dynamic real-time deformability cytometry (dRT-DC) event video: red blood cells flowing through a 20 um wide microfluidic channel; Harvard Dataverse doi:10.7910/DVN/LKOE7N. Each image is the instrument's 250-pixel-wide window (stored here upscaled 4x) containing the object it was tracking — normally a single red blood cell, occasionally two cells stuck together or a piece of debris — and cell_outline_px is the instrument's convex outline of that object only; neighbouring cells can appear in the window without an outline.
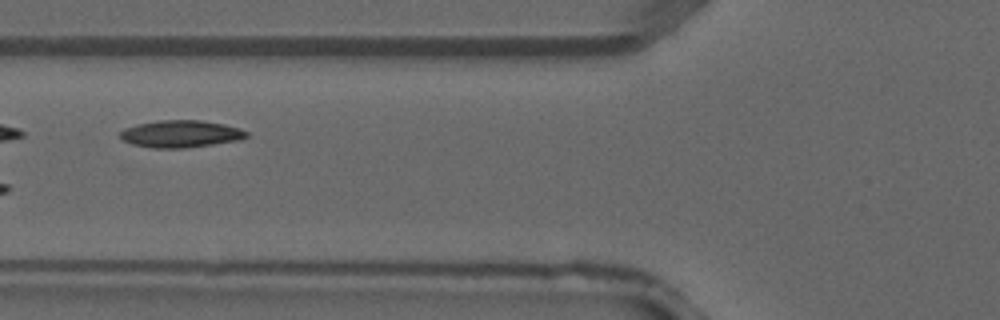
{"species": "common noctule bat (a hibernating species)", "species_latin": "Nyctalus noctula", "temperature_condition": "warm", "stored_images_in_passage": 2, "camera_frame_rate_fps": 3000, "um_per_image_px": 0.085, "animal": {"sex": "male", "forearm_length_mm": 52.5}, "frame": {"image": 1, "passage_image": 2, "time_ms": 0.333, "image_size_px": [1000, 320], "cell_outline_px": [[248, 136], [240, 140], [184, 148], [152, 148], [132, 144], [124, 140], [120, 136], [120, 132], [124, 128], [136, 124], [160, 120], [200, 120], [224, 124], [240, 128], [248, 132]], "centroid_in_image_um": [15.37, 11.37], "position_along_channel_um": 110.4, "area_um2": 20.0}}